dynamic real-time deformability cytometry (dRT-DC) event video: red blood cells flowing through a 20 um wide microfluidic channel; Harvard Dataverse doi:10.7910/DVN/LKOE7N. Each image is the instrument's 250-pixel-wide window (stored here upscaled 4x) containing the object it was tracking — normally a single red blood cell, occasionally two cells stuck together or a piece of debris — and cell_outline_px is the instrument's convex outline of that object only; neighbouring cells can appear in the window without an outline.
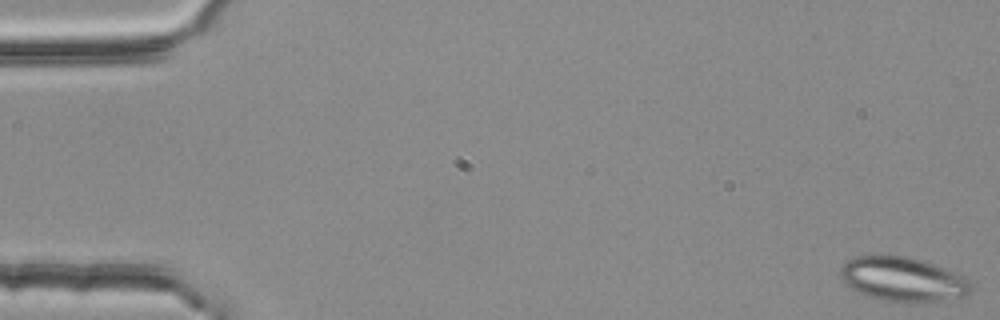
{"species": "common noctule bat (a hibernating species)", "species_latin": "Nyctalus noctula", "temperature_condition": "room temperature", "stored_images_in_passage": 52, "segment_of_instrument_passage": [1, 2], "camera_frame_rate_fps": 3000, "um_per_image_px": 0.085, "animal": {"sex": "female", "body_mass_g": 25.1}, "frame": {"image": 1, "passage_image": 1, "time_ms": 0.0, "image_size_px": [1000, 320], "cell_outline_px": [[972, 292], [964, 296], [916, 304], [884, 300], [868, 296], [844, 284], [840, 276], [840, 264], [856, 256], [876, 252], [908, 256], [924, 260], [964, 276], [972, 284]], "centroid_in_image_um": [76.7, 23.7], "position_along_channel_um": 8.3, "area_um2": 34.74}}
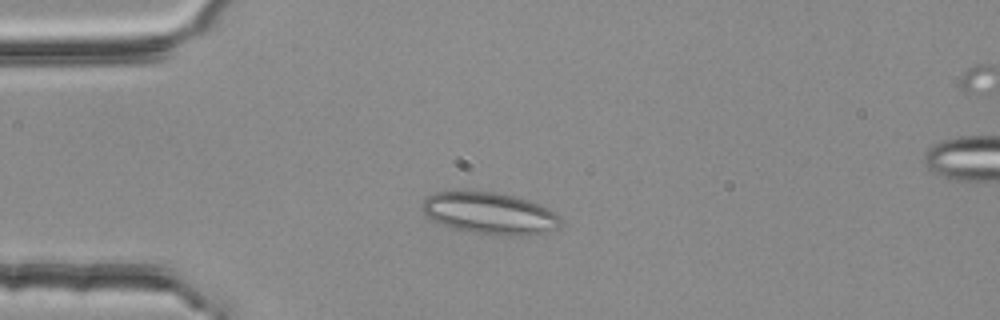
{"frame": {"image": 2, "passage_image": 14, "time_ms": 4.333, "image_size_px": [1000, 320], "cell_outline_px": [[560, 228], [528, 236], [496, 236], [472, 232], [456, 228], [432, 220], [420, 208], [424, 200], [428, 196], [436, 192], [496, 192], [520, 196], [540, 204], [556, 212], [560, 216]], "centroid_in_image_um": [41.71, 18.14], "position_along_channel_um": 43.3, "area_um2": 33.93}}